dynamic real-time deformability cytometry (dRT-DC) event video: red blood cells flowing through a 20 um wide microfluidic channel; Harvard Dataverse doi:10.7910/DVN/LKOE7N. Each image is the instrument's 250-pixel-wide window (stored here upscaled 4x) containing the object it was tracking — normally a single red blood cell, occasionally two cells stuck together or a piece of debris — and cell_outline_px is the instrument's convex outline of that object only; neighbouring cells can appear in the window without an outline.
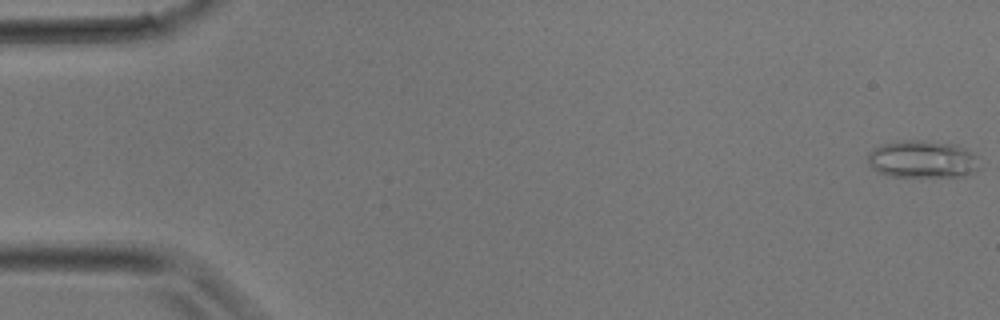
{"species": "common noctule bat (a hibernating species)", "species_latin": "Nyctalus noctula", "temperature_condition": "room temperature", "stored_images_in_passage": 35, "camera_frame_rate_fps": 3000, "um_per_image_px": 0.085, "animal": {"sex": "male", "body_mass_g": 17.9}, "frame": {"image": 1, "passage_image": 1, "time_ms": 0.0, "image_size_px": [1000, 320], "cell_outline_px": [[980, 168], [972, 172], [960, 176], [892, 176], [880, 172], [868, 164], [868, 152], [872, 148], [884, 144], [900, 140], [924, 140], [952, 144], [964, 148], [976, 156]], "centroid_in_image_um": [78.38, 13.52], "position_along_channel_um": 6.6, "area_um2": 24.1}}
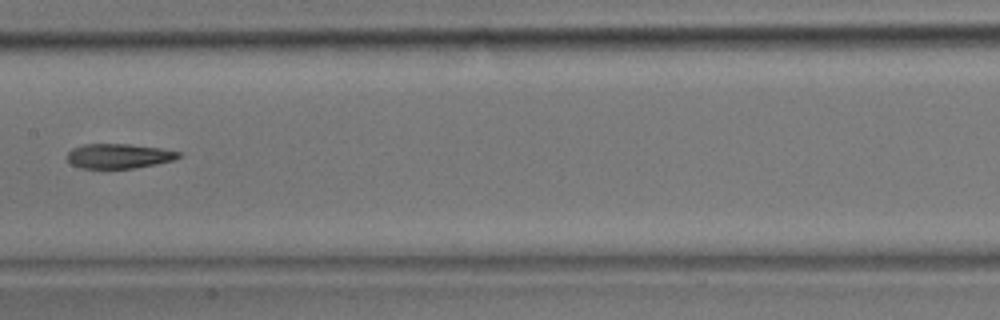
{"frame": {"image": 2, "passage_image": 18, "time_ms": 5.667, "image_size_px": [1000, 320], "cell_outline_px": [[184, 156], [172, 160], [156, 164], [136, 168], [80, 168], [72, 164], [68, 160], [68, 152], [72, 148], [84, 144], [128, 144], [160, 148], [180, 152]], "centroid_in_image_um": [10.12, 13.26], "position_along_channel_um": 197.3, "area_um2": 16.01}}
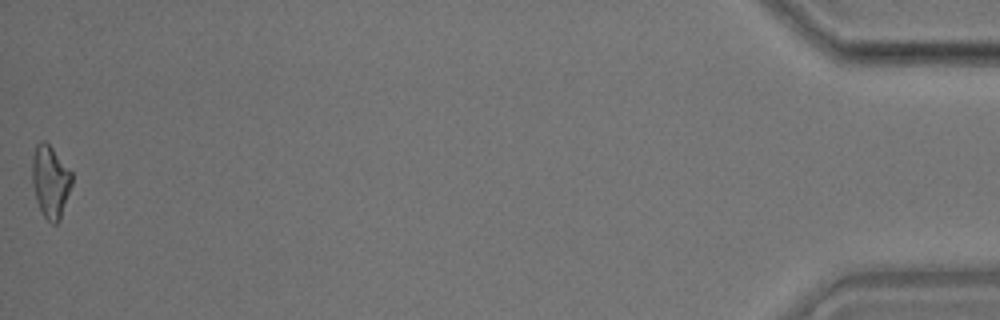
{"frame": {"image": 3, "passage_image": 35, "time_ms": 11.333, "image_size_px": [1000, 320], "cell_outline_px": [[72, 184], [60, 220], [56, 224], [52, 224], [44, 216], [36, 200], [32, 184], [32, 156], [36, 144], [40, 140], [44, 140], [52, 148], [72, 172]], "centroid_in_image_um": [4.28, 15.42], "position_along_channel_um": 430.9, "area_um2": 16.76}}